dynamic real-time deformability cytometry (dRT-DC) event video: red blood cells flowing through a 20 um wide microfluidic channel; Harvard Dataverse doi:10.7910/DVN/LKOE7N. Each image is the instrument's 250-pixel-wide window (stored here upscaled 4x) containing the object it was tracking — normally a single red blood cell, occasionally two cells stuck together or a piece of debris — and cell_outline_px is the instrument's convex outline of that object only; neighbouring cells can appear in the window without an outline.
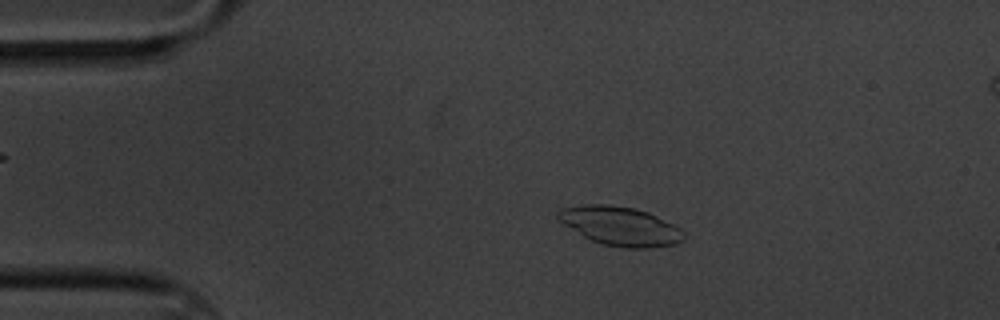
{"species": "common noctule bat (a hibernating species)", "species_latin": "Nyctalus noctula", "temperature_condition": "cold", "stored_images_in_passage": 5, "camera_frame_rate_fps": 3000, "um_per_image_px": 0.085, "animal": {"sex": "male", "body_mass_g": 20.1, "forearm_length_mm": 53.5}, "frame": {"image": 1, "passage_image": 2, "time_ms": 0.333, "image_size_px": [1000, 320], "cell_outline_px": [[684, 240], [676, 244], [652, 248], [624, 248], [600, 244], [584, 236], [556, 220], [556, 212], [560, 208], [584, 204], [608, 204], [636, 208], [648, 212], [680, 228], [684, 232]], "centroid_in_image_um": [52.7, 19.21], "position_along_channel_um": 32.3, "area_um2": 28.78}}